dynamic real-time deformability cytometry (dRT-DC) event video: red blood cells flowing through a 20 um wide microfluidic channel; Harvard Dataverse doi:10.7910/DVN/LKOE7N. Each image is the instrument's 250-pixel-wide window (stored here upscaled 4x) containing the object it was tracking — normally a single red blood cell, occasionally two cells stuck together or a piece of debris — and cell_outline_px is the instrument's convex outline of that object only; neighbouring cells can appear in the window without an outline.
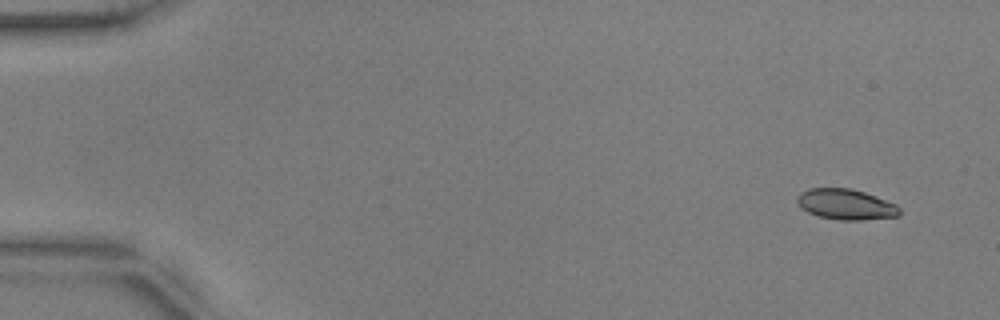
{"species": "common noctule bat (a hibernating species)", "species_latin": "Nyctalus noctula", "temperature_condition": "warm", "stored_images_in_passage": 16, "camera_frame_rate_fps": 3000, "um_per_image_px": 0.085, "animal": {"sex": "male", "body_mass_g": 17.9, "forearm_length_mm": 54.2}, "frame": {"image": 1, "passage_image": 2, "time_ms": 0.333, "image_size_px": [1000, 320], "cell_outline_px": [[900, 216], [860, 220], [840, 220], [820, 216], [808, 212], [800, 208], [796, 200], [800, 192], [808, 188], [852, 188], [864, 192], [896, 204], [900, 208]], "centroid_in_image_um": [71.88, 17.36], "position_along_channel_um": 13.1, "area_um2": 18.26}}
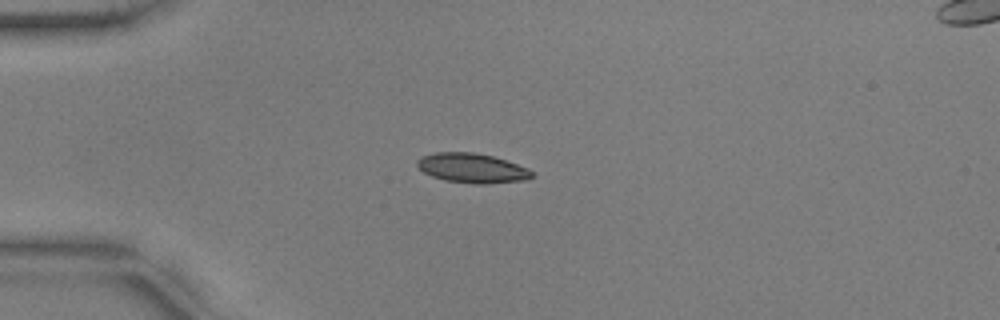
{"frame": {"image": 2, "passage_image": 13, "time_ms": 4.0, "image_size_px": [1000, 320], "cell_outline_px": [[532, 176], [524, 180], [484, 184], [472, 184], [444, 180], [432, 176], [424, 172], [416, 164], [416, 160], [424, 156], [436, 152], [472, 152], [492, 156], [528, 168], [532, 172]], "centroid_in_image_um": [40.1, 14.29], "position_along_channel_um": 44.9, "area_um2": 19.54}}